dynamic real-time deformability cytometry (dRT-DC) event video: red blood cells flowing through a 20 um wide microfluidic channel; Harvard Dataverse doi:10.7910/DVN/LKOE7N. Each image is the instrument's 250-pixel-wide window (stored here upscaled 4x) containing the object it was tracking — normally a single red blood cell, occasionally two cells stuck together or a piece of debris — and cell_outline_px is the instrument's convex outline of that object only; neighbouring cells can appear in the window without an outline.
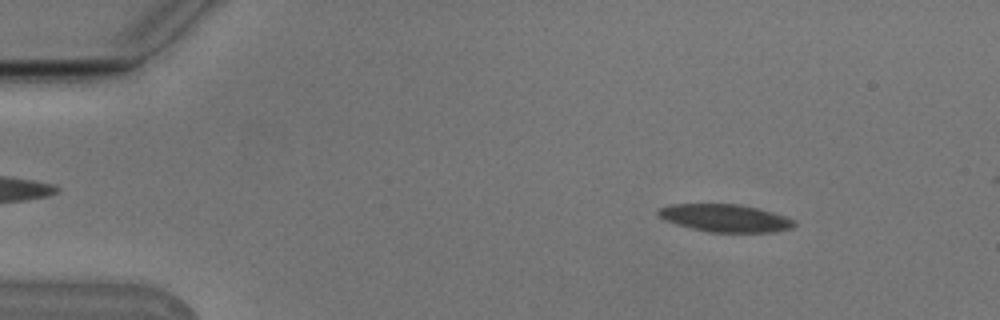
{"species": "Egyptian fruit bat (a non-hibernating species)", "species_latin": "Rousettus aegyptiacus", "temperature_condition": "cold", "stored_images_in_passage": 49, "camera_frame_rate_fps": 3000, "um_per_image_px": 0.085, "animal": {"sex": "male"}, "frame": {"image": 1, "passage_image": 2, "time_ms": 0.333, "image_size_px": [1000, 320], "cell_outline_px": [[796, 224], [792, 228], [776, 232], [708, 232], [676, 224], [664, 220], [656, 212], [660, 208], [672, 204], [736, 204], [756, 208], [772, 212], [796, 220]], "centroid_in_image_um": [61.66, 18.54], "position_along_channel_um": 23.3, "area_um2": 21.79}}
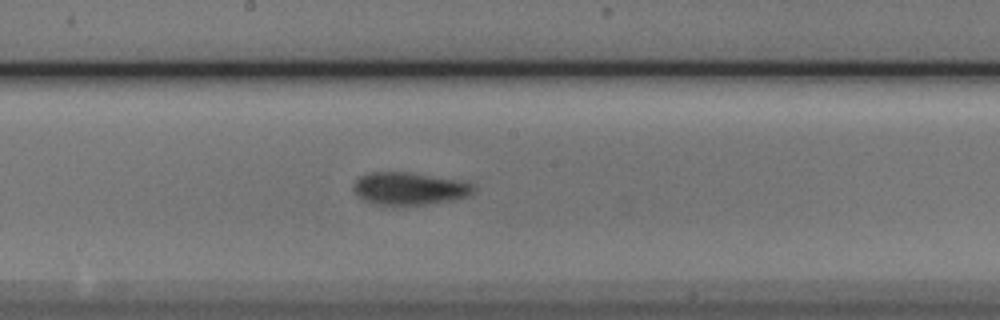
{"frame": {"image": 2, "passage_image": 24, "time_ms": 7.667, "image_size_px": [1000, 320], "cell_outline_px": [[476, 188], [472, 196], [452, 200], [424, 204], [392, 208], [376, 204], [364, 200], [352, 188], [356, 180], [360, 176], [372, 172], [404, 172], [456, 180], [472, 184]], "centroid_in_image_um": [34.78, 16.07], "position_along_channel_um": 213.4, "area_um2": 22.95}}
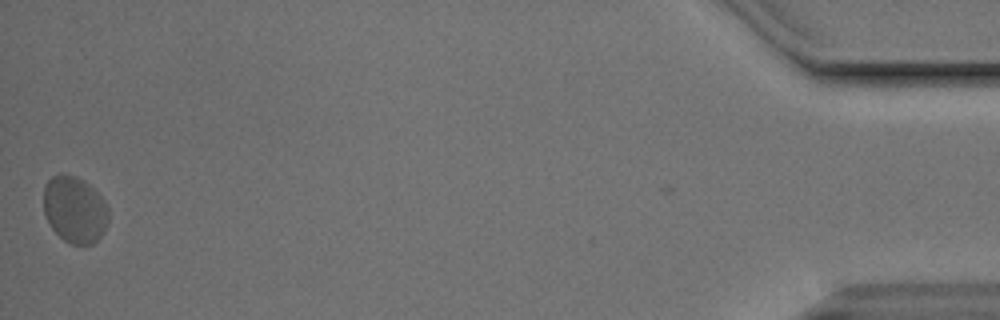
{"frame": {"image": 3, "passage_image": 49, "time_ms": 16.0, "image_size_px": [1000, 320], "cell_outline_px": [[108, 220], [100, 236], [92, 244], [72, 244], [64, 240], [52, 228], [44, 212], [44, 184], [52, 176], [60, 172], [76, 176], [84, 180], [100, 196], [108, 208]], "centroid_in_image_um": [6.32, 17.78], "position_along_channel_um": 428.9, "area_um2": 25.03}, "authors_computed_cell_mechanics": {"area_um2": 22.7732, "velocity_mm_per_s": 3.716, "shape_relaxation_time_tau1_ms": 4.8047, "shape_relaxation_time_tau2_ms": 2.5618, "deformation_change_tau1": 0.1179, "deformation_change_tau2": 0.0746}}